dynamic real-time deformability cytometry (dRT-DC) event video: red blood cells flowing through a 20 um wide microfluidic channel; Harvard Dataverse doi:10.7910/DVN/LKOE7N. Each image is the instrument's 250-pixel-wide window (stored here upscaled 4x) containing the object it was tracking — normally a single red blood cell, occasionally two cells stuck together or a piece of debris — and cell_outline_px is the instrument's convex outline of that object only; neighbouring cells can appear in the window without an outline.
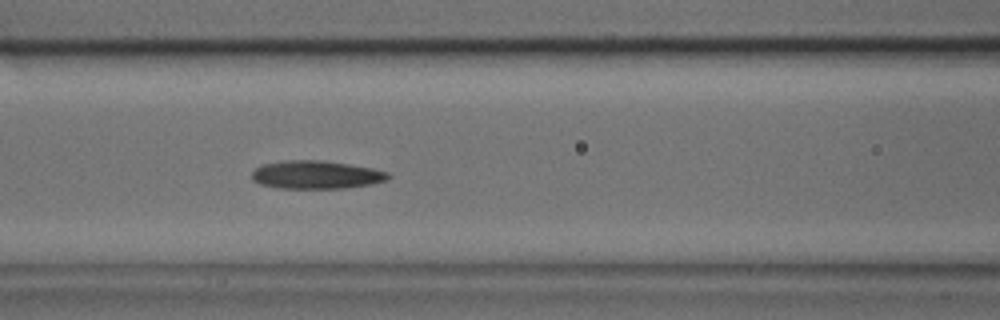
{"species": "common noctule bat (a hibernating species)", "species_latin": "Nyctalus noctula", "temperature_condition": "cold", "stored_images_in_passage": 43, "camera_frame_rate_fps": 3000, "um_per_image_px": 0.085, "animal": {"sex": "male", "body_mass_g": 17.9, "forearm_length_mm": 54.2}, "frame": {"image": 1, "passage_image": 17, "time_ms": 5.333, "image_size_px": [1000, 320], "cell_outline_px": [[392, 176], [388, 180], [372, 184], [344, 188], [280, 188], [260, 184], [252, 180], [252, 172], [260, 164], [284, 160], [320, 160], [348, 164], [372, 168], [388, 172]], "centroid_in_image_um": [26.87, 14.85], "position_along_channel_um": 139.7, "area_um2": 22.48}}
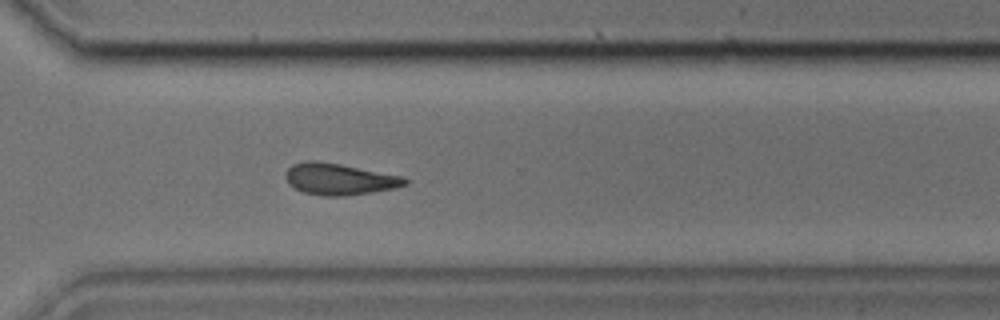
{"frame": {"image": 2, "passage_image": 30, "time_ms": 9.667, "image_size_px": [1000, 320], "cell_outline_px": [[408, 184], [396, 188], [372, 192], [344, 196], [328, 196], [304, 192], [288, 184], [284, 176], [284, 172], [292, 164], [308, 160], [312, 160], [340, 164], [404, 176], [408, 180]], "centroid_in_image_um": [28.85, 15.22], "position_along_channel_um": 341.8, "area_um2": 21.96}}
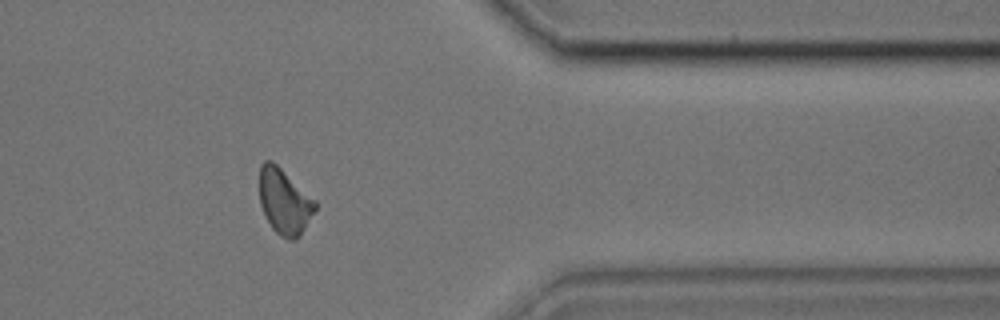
{"frame": {"image": 3, "passage_image": 34, "time_ms": 11.0, "image_size_px": [1000, 320], "cell_outline_px": [[316, 208], [300, 236], [296, 240], [288, 240], [280, 236], [272, 228], [260, 204], [260, 164], [264, 160], [272, 160], [316, 200]], "centroid_in_image_um": [24.18, 17.13], "position_along_channel_um": 387.2, "area_um2": 21.15}}